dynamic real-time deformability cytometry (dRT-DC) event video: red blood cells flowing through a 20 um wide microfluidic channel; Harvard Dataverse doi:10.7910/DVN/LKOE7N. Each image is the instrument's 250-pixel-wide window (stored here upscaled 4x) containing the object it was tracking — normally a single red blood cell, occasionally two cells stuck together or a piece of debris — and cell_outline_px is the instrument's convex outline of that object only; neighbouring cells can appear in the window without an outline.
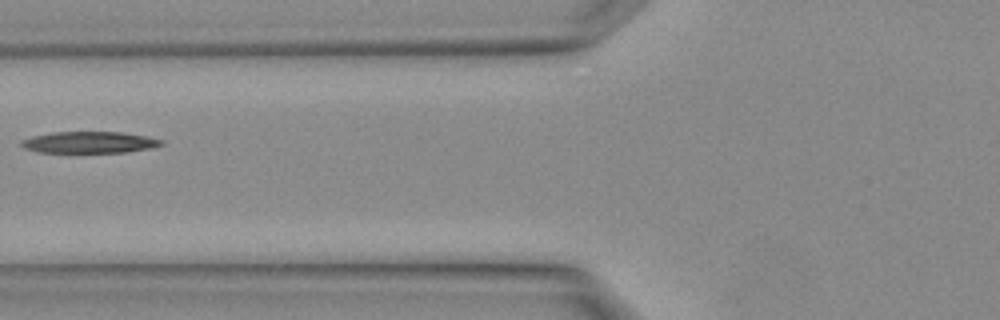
{"species": "Egyptian fruit bat (a non-hibernating species)", "species_latin": "Rousettus aegyptiacus", "temperature_condition": "warm", "stored_images_in_passage": 2, "camera_frame_rate_fps": 3000, "um_per_image_px": 0.085, "animal": {"sex": "female"}, "frame": {"image": 1, "passage_image": 2, "time_ms": 0.333, "image_size_px": [1000, 320], "cell_outline_px": [[164, 144], [152, 148], [124, 152], [36, 152], [24, 148], [20, 144], [20, 140], [32, 136], [52, 132], [120, 132], [148, 136], [164, 140]], "centroid_in_image_um": [7.6, 12.09], "position_along_channel_um": 118.2, "area_um2": 17.63}}